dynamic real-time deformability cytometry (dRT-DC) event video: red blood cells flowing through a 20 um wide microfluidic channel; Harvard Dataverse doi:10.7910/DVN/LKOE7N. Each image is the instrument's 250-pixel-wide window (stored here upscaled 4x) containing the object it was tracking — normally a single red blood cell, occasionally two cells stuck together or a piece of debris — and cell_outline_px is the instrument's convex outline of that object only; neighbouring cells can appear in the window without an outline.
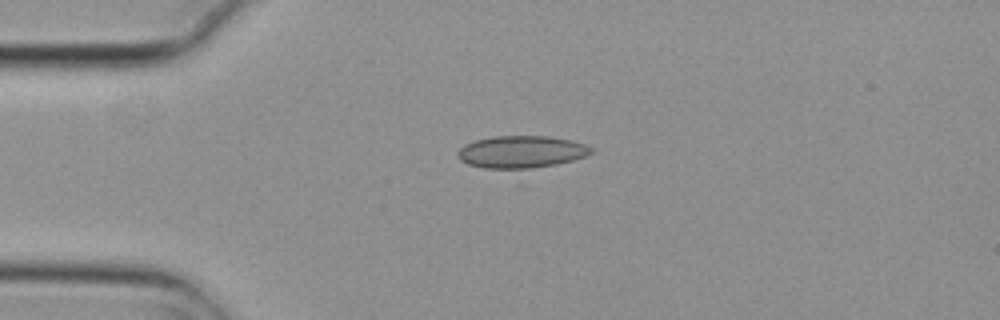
{"species": "common noctule bat (a hibernating species)", "species_latin": "Nyctalus noctula", "temperature_condition": "cold", "stored_images_in_passage": 5, "camera_frame_rate_fps": 3000, "um_per_image_px": 0.085, "animal": {"sex": "female", "body_mass_g": 29.2, "forearm_length_mm": 56.3}, "frame": {"image": 1, "passage_image": 1, "time_ms": 0.0, "image_size_px": [1000, 320], "cell_outline_px": [[596, 152], [572, 160], [556, 164], [532, 168], [484, 168], [468, 164], [460, 160], [456, 156], [456, 152], [464, 144], [476, 140], [492, 136], [548, 136], [568, 140], [584, 144], [596, 148]], "centroid_in_image_um": [44.3, 12.9], "position_along_channel_um": 40.7, "area_um2": 25.09}}
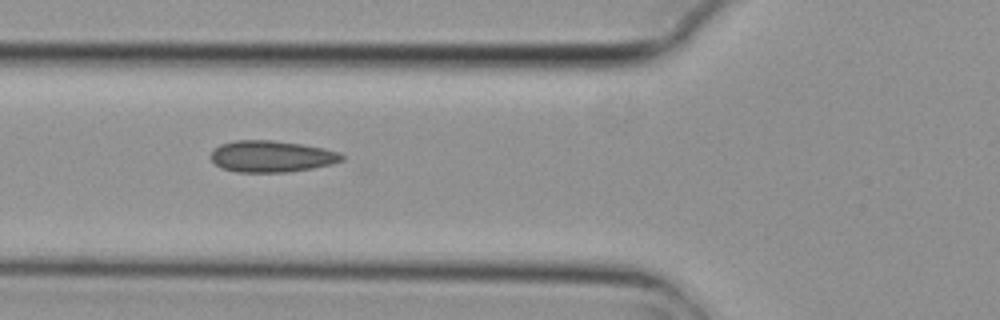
{"frame": {"image": 2, "passage_image": 3, "time_ms": 0.667, "image_size_px": [1000, 320], "cell_outline_px": [[344, 160], [332, 164], [312, 168], [288, 172], [236, 172], [220, 168], [208, 156], [212, 148], [220, 144], [236, 140], [272, 140], [300, 144], [324, 148], [340, 152], [344, 156]], "centroid_in_image_um": [23.04, 13.29], "position_along_channel_um": 102.8, "area_um2": 24.33}}
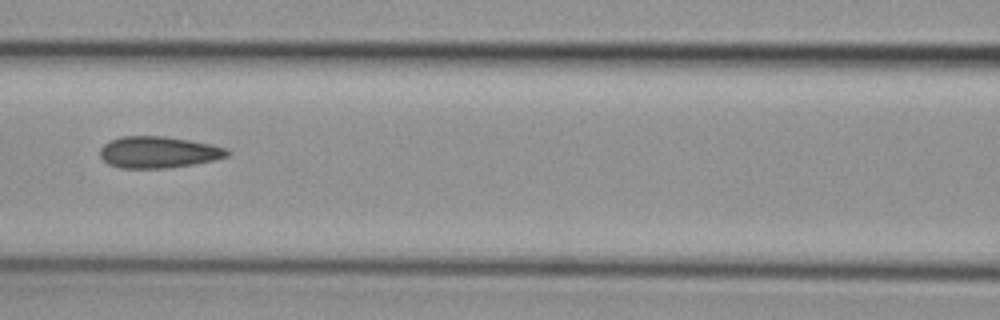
{"frame": {"image": 3, "passage_image": 4, "time_ms": 1.0, "image_size_px": [1000, 320], "cell_outline_px": [[232, 152], [228, 156], [216, 160], [168, 168], [120, 168], [108, 164], [100, 156], [100, 148], [104, 144], [120, 136], [164, 136], [212, 144], [228, 148]], "centroid_in_image_um": [13.5, 12.94], "position_along_channel_um": 153.1, "area_um2": 23.52}}